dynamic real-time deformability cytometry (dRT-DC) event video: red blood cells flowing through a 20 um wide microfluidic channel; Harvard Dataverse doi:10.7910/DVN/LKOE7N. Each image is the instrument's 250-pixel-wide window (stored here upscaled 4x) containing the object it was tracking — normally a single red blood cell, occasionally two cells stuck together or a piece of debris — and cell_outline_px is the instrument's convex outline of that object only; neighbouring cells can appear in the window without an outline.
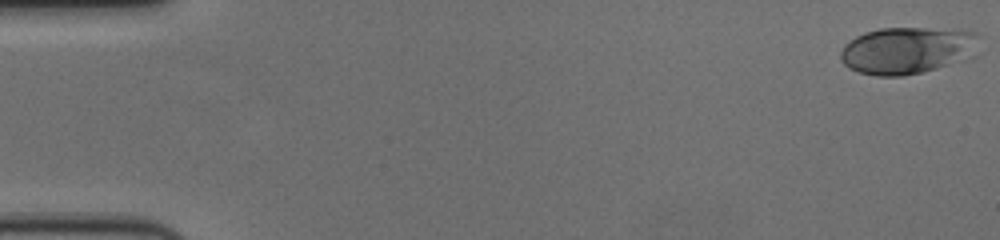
{"species": "human", "species_latin": "Homo sapiens", "temperature_condition": "cold", "stored_images_in_passage": 58, "camera_frame_rate_fps": 3000, "um_per_image_px": 0.085, "donor": {"sex": "female"}, "frame": {"image": 1, "passage_image": 1, "time_ms": 0.0, "image_size_px": [1000, 240], "cell_outline_px": [[980, 36], [964, 60], [936, 68], [904, 76], [876, 76], [860, 72], [848, 68], [840, 60], [840, 52], [844, 44], [856, 36], [864, 32], [880, 28], [960, 28], [976, 32]], "centroid_in_image_um": [77.06, 4.26], "position_along_channel_um": 7.9, "area_um2": 37.92}}
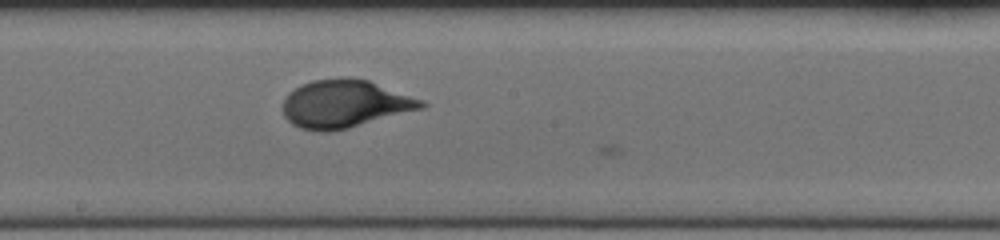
{"frame": {"image": 2, "passage_image": 32, "time_ms": 10.333, "image_size_px": [1000, 240], "cell_outline_px": [[428, 104], [424, 108], [348, 128], [328, 132], [320, 132], [300, 128], [292, 124], [284, 116], [284, 100], [288, 92], [300, 84], [312, 80], [340, 76], [348, 76], [368, 80], [424, 100]], "centroid_in_image_um": [29.3, 8.81], "position_along_channel_um": 218.9, "area_um2": 38.96}}
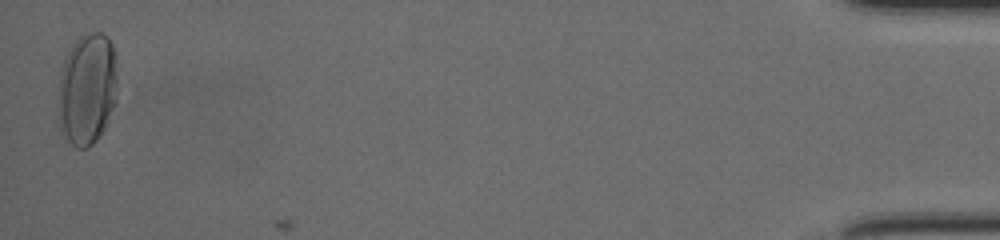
{"frame": {"image": 3, "passage_image": 57, "time_ms": 18.667, "image_size_px": [1000, 240], "cell_outline_px": [[116, 104], [104, 128], [96, 140], [88, 148], [76, 148], [60, 136], [60, 72], [64, 60], [72, 44], [84, 32], [104, 32], [108, 36], [112, 44], [116, 56]], "centroid_in_image_um": [7.43, 7.56], "position_along_channel_um": 427.8, "area_um2": 38.96}, "authors_computed_cell_mechanics": {"area_um2": 36.703, "velocity_mm_per_s": 3.6171, "shape_relaxation_time_tau1_ms": 4.4021, "shape_relaxation_time_tau2_ms": null, "deformation_change_tau1": 0.1916, "deformation_change_tau2": null}}